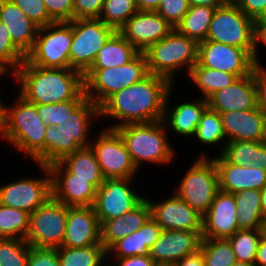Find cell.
I'll use <instances>...</instances> for the list:
<instances>
[{"instance_id":"obj_47","label":"cell","mask_w":266,"mask_h":266,"mask_svg":"<svg viewBox=\"0 0 266 266\" xmlns=\"http://www.w3.org/2000/svg\"><path fill=\"white\" fill-rule=\"evenodd\" d=\"M188 0H161L155 10L174 28L189 10Z\"/></svg>"},{"instance_id":"obj_4","label":"cell","mask_w":266,"mask_h":266,"mask_svg":"<svg viewBox=\"0 0 266 266\" xmlns=\"http://www.w3.org/2000/svg\"><path fill=\"white\" fill-rule=\"evenodd\" d=\"M166 125L163 120H159L115 128L123 138L137 169L144 161L167 165L174 160L175 150L169 144Z\"/></svg>"},{"instance_id":"obj_52","label":"cell","mask_w":266,"mask_h":266,"mask_svg":"<svg viewBox=\"0 0 266 266\" xmlns=\"http://www.w3.org/2000/svg\"><path fill=\"white\" fill-rule=\"evenodd\" d=\"M252 74L257 88V106L266 114V68L254 64Z\"/></svg>"},{"instance_id":"obj_9","label":"cell","mask_w":266,"mask_h":266,"mask_svg":"<svg viewBox=\"0 0 266 266\" xmlns=\"http://www.w3.org/2000/svg\"><path fill=\"white\" fill-rule=\"evenodd\" d=\"M178 186L175 194L203 216L219 191L214 160L202 154L192 164Z\"/></svg>"},{"instance_id":"obj_15","label":"cell","mask_w":266,"mask_h":266,"mask_svg":"<svg viewBox=\"0 0 266 266\" xmlns=\"http://www.w3.org/2000/svg\"><path fill=\"white\" fill-rule=\"evenodd\" d=\"M195 65L235 74L240 78L252 73L254 60L243 48L205 40L198 43Z\"/></svg>"},{"instance_id":"obj_59","label":"cell","mask_w":266,"mask_h":266,"mask_svg":"<svg viewBox=\"0 0 266 266\" xmlns=\"http://www.w3.org/2000/svg\"><path fill=\"white\" fill-rule=\"evenodd\" d=\"M138 10L155 11L161 0H135Z\"/></svg>"},{"instance_id":"obj_53","label":"cell","mask_w":266,"mask_h":266,"mask_svg":"<svg viewBox=\"0 0 266 266\" xmlns=\"http://www.w3.org/2000/svg\"><path fill=\"white\" fill-rule=\"evenodd\" d=\"M116 261H118L116 266H158L150 258V256H132V257L116 258ZM113 266L115 265L113 264Z\"/></svg>"},{"instance_id":"obj_42","label":"cell","mask_w":266,"mask_h":266,"mask_svg":"<svg viewBox=\"0 0 266 266\" xmlns=\"http://www.w3.org/2000/svg\"><path fill=\"white\" fill-rule=\"evenodd\" d=\"M226 143V144H225ZM220 154L226 161L249 167L255 163L258 141H230L225 142Z\"/></svg>"},{"instance_id":"obj_2","label":"cell","mask_w":266,"mask_h":266,"mask_svg":"<svg viewBox=\"0 0 266 266\" xmlns=\"http://www.w3.org/2000/svg\"><path fill=\"white\" fill-rule=\"evenodd\" d=\"M21 85L20 95L34 104L85 100L84 75L70 68H43L27 59L13 75Z\"/></svg>"},{"instance_id":"obj_58","label":"cell","mask_w":266,"mask_h":266,"mask_svg":"<svg viewBox=\"0 0 266 266\" xmlns=\"http://www.w3.org/2000/svg\"><path fill=\"white\" fill-rule=\"evenodd\" d=\"M259 42L266 45V19L256 23V45Z\"/></svg>"},{"instance_id":"obj_27","label":"cell","mask_w":266,"mask_h":266,"mask_svg":"<svg viewBox=\"0 0 266 266\" xmlns=\"http://www.w3.org/2000/svg\"><path fill=\"white\" fill-rule=\"evenodd\" d=\"M163 229L150 217L137 231L116 241L108 250L107 254L114 253V259L149 256V250L159 239Z\"/></svg>"},{"instance_id":"obj_20","label":"cell","mask_w":266,"mask_h":266,"mask_svg":"<svg viewBox=\"0 0 266 266\" xmlns=\"http://www.w3.org/2000/svg\"><path fill=\"white\" fill-rule=\"evenodd\" d=\"M237 217L234 194L219 190L202 217V238L228 239L239 230Z\"/></svg>"},{"instance_id":"obj_55","label":"cell","mask_w":266,"mask_h":266,"mask_svg":"<svg viewBox=\"0 0 266 266\" xmlns=\"http://www.w3.org/2000/svg\"><path fill=\"white\" fill-rule=\"evenodd\" d=\"M252 166L262 170H266V141L261 142L257 146L255 163Z\"/></svg>"},{"instance_id":"obj_29","label":"cell","mask_w":266,"mask_h":266,"mask_svg":"<svg viewBox=\"0 0 266 266\" xmlns=\"http://www.w3.org/2000/svg\"><path fill=\"white\" fill-rule=\"evenodd\" d=\"M59 162L72 174V178L89 179V183L96 189L105 181L95 153L90 146L66 155Z\"/></svg>"},{"instance_id":"obj_12","label":"cell","mask_w":266,"mask_h":266,"mask_svg":"<svg viewBox=\"0 0 266 266\" xmlns=\"http://www.w3.org/2000/svg\"><path fill=\"white\" fill-rule=\"evenodd\" d=\"M100 132L97 140L93 144L90 143V147L95 153L104 178H133L138 169L119 132L111 128Z\"/></svg>"},{"instance_id":"obj_41","label":"cell","mask_w":266,"mask_h":266,"mask_svg":"<svg viewBox=\"0 0 266 266\" xmlns=\"http://www.w3.org/2000/svg\"><path fill=\"white\" fill-rule=\"evenodd\" d=\"M196 138L203 144H217L226 139L221 115L207 107L196 127Z\"/></svg>"},{"instance_id":"obj_45","label":"cell","mask_w":266,"mask_h":266,"mask_svg":"<svg viewBox=\"0 0 266 266\" xmlns=\"http://www.w3.org/2000/svg\"><path fill=\"white\" fill-rule=\"evenodd\" d=\"M26 56L13 44L7 27L0 22V64L7 70L13 68L14 75Z\"/></svg>"},{"instance_id":"obj_24","label":"cell","mask_w":266,"mask_h":266,"mask_svg":"<svg viewBox=\"0 0 266 266\" xmlns=\"http://www.w3.org/2000/svg\"><path fill=\"white\" fill-rule=\"evenodd\" d=\"M218 174L219 190L236 193L246 189L261 190L266 185V170L242 167L226 161L221 155L213 158Z\"/></svg>"},{"instance_id":"obj_48","label":"cell","mask_w":266,"mask_h":266,"mask_svg":"<svg viewBox=\"0 0 266 266\" xmlns=\"http://www.w3.org/2000/svg\"><path fill=\"white\" fill-rule=\"evenodd\" d=\"M50 18L54 22L73 20V0H43Z\"/></svg>"},{"instance_id":"obj_51","label":"cell","mask_w":266,"mask_h":266,"mask_svg":"<svg viewBox=\"0 0 266 266\" xmlns=\"http://www.w3.org/2000/svg\"><path fill=\"white\" fill-rule=\"evenodd\" d=\"M234 4L256 22L266 19V0H236Z\"/></svg>"},{"instance_id":"obj_11","label":"cell","mask_w":266,"mask_h":266,"mask_svg":"<svg viewBox=\"0 0 266 266\" xmlns=\"http://www.w3.org/2000/svg\"><path fill=\"white\" fill-rule=\"evenodd\" d=\"M68 216V206L50 197L29 217L25 241L35 248H57L62 245Z\"/></svg>"},{"instance_id":"obj_8","label":"cell","mask_w":266,"mask_h":266,"mask_svg":"<svg viewBox=\"0 0 266 266\" xmlns=\"http://www.w3.org/2000/svg\"><path fill=\"white\" fill-rule=\"evenodd\" d=\"M71 43L72 21L54 22L38 29L34 47L26 59L43 68H70Z\"/></svg>"},{"instance_id":"obj_64","label":"cell","mask_w":266,"mask_h":266,"mask_svg":"<svg viewBox=\"0 0 266 266\" xmlns=\"http://www.w3.org/2000/svg\"><path fill=\"white\" fill-rule=\"evenodd\" d=\"M7 71H8V70H7L3 65L0 64V76H1V75L4 76V74H5Z\"/></svg>"},{"instance_id":"obj_13","label":"cell","mask_w":266,"mask_h":266,"mask_svg":"<svg viewBox=\"0 0 266 266\" xmlns=\"http://www.w3.org/2000/svg\"><path fill=\"white\" fill-rule=\"evenodd\" d=\"M45 178H24L0 187V203L32 213L52 197V178L48 166L40 165Z\"/></svg>"},{"instance_id":"obj_5","label":"cell","mask_w":266,"mask_h":266,"mask_svg":"<svg viewBox=\"0 0 266 266\" xmlns=\"http://www.w3.org/2000/svg\"><path fill=\"white\" fill-rule=\"evenodd\" d=\"M148 74L145 54L139 52L122 66L90 68L84 74V92L88 99L100 107L111 95L136 84Z\"/></svg>"},{"instance_id":"obj_16","label":"cell","mask_w":266,"mask_h":266,"mask_svg":"<svg viewBox=\"0 0 266 266\" xmlns=\"http://www.w3.org/2000/svg\"><path fill=\"white\" fill-rule=\"evenodd\" d=\"M174 29L160 14L151 10H138L118 32L139 52L166 37Z\"/></svg>"},{"instance_id":"obj_6","label":"cell","mask_w":266,"mask_h":266,"mask_svg":"<svg viewBox=\"0 0 266 266\" xmlns=\"http://www.w3.org/2000/svg\"><path fill=\"white\" fill-rule=\"evenodd\" d=\"M143 53L147 60L148 72L165 77L172 83L177 69L186 67L189 75L197 63L198 43L173 29Z\"/></svg>"},{"instance_id":"obj_39","label":"cell","mask_w":266,"mask_h":266,"mask_svg":"<svg viewBox=\"0 0 266 266\" xmlns=\"http://www.w3.org/2000/svg\"><path fill=\"white\" fill-rule=\"evenodd\" d=\"M200 250L205 266H233L237 262L228 239L202 238Z\"/></svg>"},{"instance_id":"obj_32","label":"cell","mask_w":266,"mask_h":266,"mask_svg":"<svg viewBox=\"0 0 266 266\" xmlns=\"http://www.w3.org/2000/svg\"><path fill=\"white\" fill-rule=\"evenodd\" d=\"M215 9L205 5L190 6L174 29L197 43L205 41Z\"/></svg>"},{"instance_id":"obj_56","label":"cell","mask_w":266,"mask_h":266,"mask_svg":"<svg viewBox=\"0 0 266 266\" xmlns=\"http://www.w3.org/2000/svg\"><path fill=\"white\" fill-rule=\"evenodd\" d=\"M255 266H266V238L262 235L255 260Z\"/></svg>"},{"instance_id":"obj_61","label":"cell","mask_w":266,"mask_h":266,"mask_svg":"<svg viewBox=\"0 0 266 266\" xmlns=\"http://www.w3.org/2000/svg\"><path fill=\"white\" fill-rule=\"evenodd\" d=\"M2 104L3 103L0 101V134L3 127V114H4V106Z\"/></svg>"},{"instance_id":"obj_3","label":"cell","mask_w":266,"mask_h":266,"mask_svg":"<svg viewBox=\"0 0 266 266\" xmlns=\"http://www.w3.org/2000/svg\"><path fill=\"white\" fill-rule=\"evenodd\" d=\"M46 131L47 126L37 113V104L27 101L19 94L13 107L8 109L4 106L0 137L14 144L39 166H45Z\"/></svg>"},{"instance_id":"obj_17","label":"cell","mask_w":266,"mask_h":266,"mask_svg":"<svg viewBox=\"0 0 266 266\" xmlns=\"http://www.w3.org/2000/svg\"><path fill=\"white\" fill-rule=\"evenodd\" d=\"M52 196L68 207L93 206L97 189L89 179L72 178V174L58 161L49 166Z\"/></svg>"},{"instance_id":"obj_10","label":"cell","mask_w":266,"mask_h":266,"mask_svg":"<svg viewBox=\"0 0 266 266\" xmlns=\"http://www.w3.org/2000/svg\"><path fill=\"white\" fill-rule=\"evenodd\" d=\"M115 32L114 28L100 19L72 20L70 69L84 75L94 63L99 50Z\"/></svg>"},{"instance_id":"obj_26","label":"cell","mask_w":266,"mask_h":266,"mask_svg":"<svg viewBox=\"0 0 266 266\" xmlns=\"http://www.w3.org/2000/svg\"><path fill=\"white\" fill-rule=\"evenodd\" d=\"M150 217V204L145 198L133 210L100 224L101 244L108 250L116 241L139 230Z\"/></svg>"},{"instance_id":"obj_57","label":"cell","mask_w":266,"mask_h":266,"mask_svg":"<svg viewBox=\"0 0 266 266\" xmlns=\"http://www.w3.org/2000/svg\"><path fill=\"white\" fill-rule=\"evenodd\" d=\"M190 6L205 5L219 8L227 4L225 0H188Z\"/></svg>"},{"instance_id":"obj_62","label":"cell","mask_w":266,"mask_h":266,"mask_svg":"<svg viewBox=\"0 0 266 266\" xmlns=\"http://www.w3.org/2000/svg\"><path fill=\"white\" fill-rule=\"evenodd\" d=\"M261 230L262 235L266 238V220L263 221Z\"/></svg>"},{"instance_id":"obj_1","label":"cell","mask_w":266,"mask_h":266,"mask_svg":"<svg viewBox=\"0 0 266 266\" xmlns=\"http://www.w3.org/2000/svg\"><path fill=\"white\" fill-rule=\"evenodd\" d=\"M172 83L165 77L149 73L144 79L111 95L100 107L101 116L121 119L115 129L126 124L163 120L165 101Z\"/></svg>"},{"instance_id":"obj_22","label":"cell","mask_w":266,"mask_h":266,"mask_svg":"<svg viewBox=\"0 0 266 266\" xmlns=\"http://www.w3.org/2000/svg\"><path fill=\"white\" fill-rule=\"evenodd\" d=\"M220 115L228 140L226 142L266 141V114L258 106L250 110L223 112Z\"/></svg>"},{"instance_id":"obj_40","label":"cell","mask_w":266,"mask_h":266,"mask_svg":"<svg viewBox=\"0 0 266 266\" xmlns=\"http://www.w3.org/2000/svg\"><path fill=\"white\" fill-rule=\"evenodd\" d=\"M137 11L135 0H104L98 19L118 31Z\"/></svg>"},{"instance_id":"obj_30","label":"cell","mask_w":266,"mask_h":266,"mask_svg":"<svg viewBox=\"0 0 266 266\" xmlns=\"http://www.w3.org/2000/svg\"><path fill=\"white\" fill-rule=\"evenodd\" d=\"M139 51L116 31L102 46L90 68L122 66L131 61Z\"/></svg>"},{"instance_id":"obj_38","label":"cell","mask_w":266,"mask_h":266,"mask_svg":"<svg viewBox=\"0 0 266 266\" xmlns=\"http://www.w3.org/2000/svg\"><path fill=\"white\" fill-rule=\"evenodd\" d=\"M30 213L4 206L0 203V238L25 240Z\"/></svg>"},{"instance_id":"obj_63","label":"cell","mask_w":266,"mask_h":266,"mask_svg":"<svg viewBox=\"0 0 266 266\" xmlns=\"http://www.w3.org/2000/svg\"><path fill=\"white\" fill-rule=\"evenodd\" d=\"M233 266H255V264L236 262Z\"/></svg>"},{"instance_id":"obj_50","label":"cell","mask_w":266,"mask_h":266,"mask_svg":"<svg viewBox=\"0 0 266 266\" xmlns=\"http://www.w3.org/2000/svg\"><path fill=\"white\" fill-rule=\"evenodd\" d=\"M104 0H73V20L98 19Z\"/></svg>"},{"instance_id":"obj_19","label":"cell","mask_w":266,"mask_h":266,"mask_svg":"<svg viewBox=\"0 0 266 266\" xmlns=\"http://www.w3.org/2000/svg\"><path fill=\"white\" fill-rule=\"evenodd\" d=\"M202 236L195 231L163 230L149 250L150 258L158 266H171L200 249Z\"/></svg>"},{"instance_id":"obj_34","label":"cell","mask_w":266,"mask_h":266,"mask_svg":"<svg viewBox=\"0 0 266 266\" xmlns=\"http://www.w3.org/2000/svg\"><path fill=\"white\" fill-rule=\"evenodd\" d=\"M189 77L201 90L202 97L205 100L238 79L235 74L203 67L202 65H194L189 73Z\"/></svg>"},{"instance_id":"obj_35","label":"cell","mask_w":266,"mask_h":266,"mask_svg":"<svg viewBox=\"0 0 266 266\" xmlns=\"http://www.w3.org/2000/svg\"><path fill=\"white\" fill-rule=\"evenodd\" d=\"M81 147L72 139L64 125L47 126L45 135V166L60 161Z\"/></svg>"},{"instance_id":"obj_31","label":"cell","mask_w":266,"mask_h":266,"mask_svg":"<svg viewBox=\"0 0 266 266\" xmlns=\"http://www.w3.org/2000/svg\"><path fill=\"white\" fill-rule=\"evenodd\" d=\"M238 229H261L264 221L260 203V191L246 189L234 193Z\"/></svg>"},{"instance_id":"obj_43","label":"cell","mask_w":266,"mask_h":266,"mask_svg":"<svg viewBox=\"0 0 266 266\" xmlns=\"http://www.w3.org/2000/svg\"><path fill=\"white\" fill-rule=\"evenodd\" d=\"M29 244L19 238H0V266H27Z\"/></svg>"},{"instance_id":"obj_46","label":"cell","mask_w":266,"mask_h":266,"mask_svg":"<svg viewBox=\"0 0 266 266\" xmlns=\"http://www.w3.org/2000/svg\"><path fill=\"white\" fill-rule=\"evenodd\" d=\"M39 28L54 23L43 0H11Z\"/></svg>"},{"instance_id":"obj_7","label":"cell","mask_w":266,"mask_h":266,"mask_svg":"<svg viewBox=\"0 0 266 266\" xmlns=\"http://www.w3.org/2000/svg\"><path fill=\"white\" fill-rule=\"evenodd\" d=\"M256 21L234 3L216 8L206 40L245 49L259 65L256 45Z\"/></svg>"},{"instance_id":"obj_33","label":"cell","mask_w":266,"mask_h":266,"mask_svg":"<svg viewBox=\"0 0 266 266\" xmlns=\"http://www.w3.org/2000/svg\"><path fill=\"white\" fill-rule=\"evenodd\" d=\"M99 107L90 99L86 98L63 124L69 132L72 139L81 147H89L90 143L87 139L88 130L90 128V119L99 117Z\"/></svg>"},{"instance_id":"obj_49","label":"cell","mask_w":266,"mask_h":266,"mask_svg":"<svg viewBox=\"0 0 266 266\" xmlns=\"http://www.w3.org/2000/svg\"><path fill=\"white\" fill-rule=\"evenodd\" d=\"M27 266H60L56 248H35L29 245Z\"/></svg>"},{"instance_id":"obj_65","label":"cell","mask_w":266,"mask_h":266,"mask_svg":"<svg viewBox=\"0 0 266 266\" xmlns=\"http://www.w3.org/2000/svg\"><path fill=\"white\" fill-rule=\"evenodd\" d=\"M227 3H234L236 0H225Z\"/></svg>"},{"instance_id":"obj_28","label":"cell","mask_w":266,"mask_h":266,"mask_svg":"<svg viewBox=\"0 0 266 266\" xmlns=\"http://www.w3.org/2000/svg\"><path fill=\"white\" fill-rule=\"evenodd\" d=\"M171 90L172 88L169 90L166 97L163 121L169 122L168 125H171L170 127H172L174 132L178 133V135L194 136L203 112L208 107L207 100L201 98L192 103H181L170 111L167 102H169L168 97L170 96Z\"/></svg>"},{"instance_id":"obj_25","label":"cell","mask_w":266,"mask_h":266,"mask_svg":"<svg viewBox=\"0 0 266 266\" xmlns=\"http://www.w3.org/2000/svg\"><path fill=\"white\" fill-rule=\"evenodd\" d=\"M0 22L7 27L13 44L27 56L34 47L39 27L11 0H0Z\"/></svg>"},{"instance_id":"obj_14","label":"cell","mask_w":266,"mask_h":266,"mask_svg":"<svg viewBox=\"0 0 266 266\" xmlns=\"http://www.w3.org/2000/svg\"><path fill=\"white\" fill-rule=\"evenodd\" d=\"M131 180L132 178L105 179L97 189L93 208L100 224L133 210L145 199L132 191L129 185Z\"/></svg>"},{"instance_id":"obj_44","label":"cell","mask_w":266,"mask_h":266,"mask_svg":"<svg viewBox=\"0 0 266 266\" xmlns=\"http://www.w3.org/2000/svg\"><path fill=\"white\" fill-rule=\"evenodd\" d=\"M84 100H68L61 103L52 104H37V113L41 118L42 123L46 126L63 125L69 118V115L83 102Z\"/></svg>"},{"instance_id":"obj_18","label":"cell","mask_w":266,"mask_h":266,"mask_svg":"<svg viewBox=\"0 0 266 266\" xmlns=\"http://www.w3.org/2000/svg\"><path fill=\"white\" fill-rule=\"evenodd\" d=\"M151 208V218L163 230L195 231L202 236V215L176 194L167 200L153 202L148 200Z\"/></svg>"},{"instance_id":"obj_36","label":"cell","mask_w":266,"mask_h":266,"mask_svg":"<svg viewBox=\"0 0 266 266\" xmlns=\"http://www.w3.org/2000/svg\"><path fill=\"white\" fill-rule=\"evenodd\" d=\"M60 266H104L107 255L103 245L82 248L57 247Z\"/></svg>"},{"instance_id":"obj_21","label":"cell","mask_w":266,"mask_h":266,"mask_svg":"<svg viewBox=\"0 0 266 266\" xmlns=\"http://www.w3.org/2000/svg\"><path fill=\"white\" fill-rule=\"evenodd\" d=\"M100 226L93 206L68 207L65 235L60 247L102 245Z\"/></svg>"},{"instance_id":"obj_54","label":"cell","mask_w":266,"mask_h":266,"mask_svg":"<svg viewBox=\"0 0 266 266\" xmlns=\"http://www.w3.org/2000/svg\"><path fill=\"white\" fill-rule=\"evenodd\" d=\"M171 266H205V261L199 249L196 253L185 256Z\"/></svg>"},{"instance_id":"obj_60","label":"cell","mask_w":266,"mask_h":266,"mask_svg":"<svg viewBox=\"0 0 266 266\" xmlns=\"http://www.w3.org/2000/svg\"><path fill=\"white\" fill-rule=\"evenodd\" d=\"M260 203L264 220H266V185L260 190Z\"/></svg>"},{"instance_id":"obj_37","label":"cell","mask_w":266,"mask_h":266,"mask_svg":"<svg viewBox=\"0 0 266 266\" xmlns=\"http://www.w3.org/2000/svg\"><path fill=\"white\" fill-rule=\"evenodd\" d=\"M261 236V229H243L228 238L237 262L255 263Z\"/></svg>"},{"instance_id":"obj_23","label":"cell","mask_w":266,"mask_h":266,"mask_svg":"<svg viewBox=\"0 0 266 266\" xmlns=\"http://www.w3.org/2000/svg\"><path fill=\"white\" fill-rule=\"evenodd\" d=\"M208 107L219 114L228 111H244L257 107V88L253 74L235 80L207 99Z\"/></svg>"}]
</instances>
